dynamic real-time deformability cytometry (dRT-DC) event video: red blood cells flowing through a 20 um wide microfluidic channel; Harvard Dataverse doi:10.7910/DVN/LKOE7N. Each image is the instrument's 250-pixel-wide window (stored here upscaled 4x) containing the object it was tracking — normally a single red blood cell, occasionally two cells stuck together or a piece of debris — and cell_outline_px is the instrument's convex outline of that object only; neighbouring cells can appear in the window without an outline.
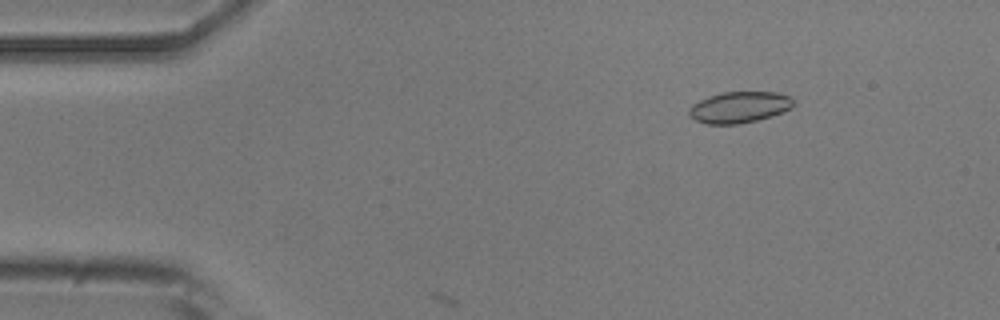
{"species": "common noctule bat (a hibernating species)", "species_latin": "Nyctalus noctula", "temperature_condition": "room temperature", "stored_images_in_passage": 4, "camera_frame_rate_fps": 3000, "um_per_image_px": 0.085, "animal": {"sex": "male", "body_mass_g": 20.5, "forearm_length_mm": 52.5}, "frame": {"image": 1, "passage_image": 2, "time_ms": 2.0, "image_size_px": [1000, 320], "cell_outline_px": [[796, 104], [792, 108], [784, 112], [772, 116], [740, 124], [708, 124], [696, 120], [688, 116], [688, 108], [692, 104], [708, 96], [724, 92], [776, 92], [788, 96]], "centroid_in_image_um": [62.84, 9.12], "position_along_channel_um": 22.2, "area_um2": 19.13}}